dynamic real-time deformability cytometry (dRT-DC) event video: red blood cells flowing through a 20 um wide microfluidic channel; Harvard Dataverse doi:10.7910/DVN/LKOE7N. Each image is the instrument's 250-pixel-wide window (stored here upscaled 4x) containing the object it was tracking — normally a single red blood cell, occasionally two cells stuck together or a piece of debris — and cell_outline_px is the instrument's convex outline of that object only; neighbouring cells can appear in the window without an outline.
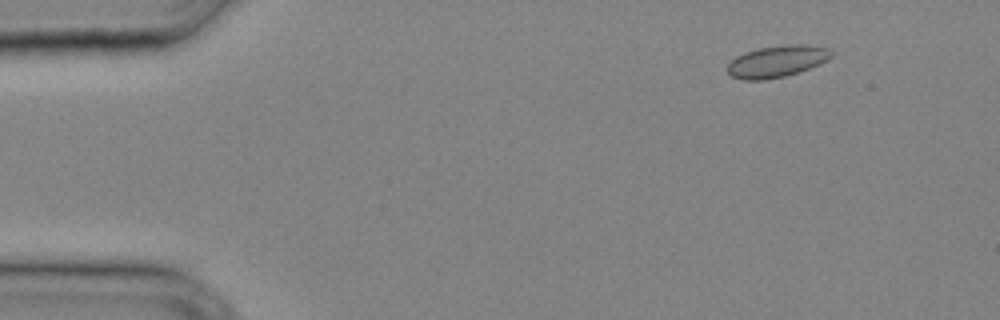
{"species": "common noctule bat (a hibernating species)", "species_latin": "Nyctalus noctula", "temperature_condition": "cold", "stored_images_in_passage": 28, "camera_frame_rate_fps": 3000, "um_per_image_px": 0.085, "animal": {"sex": "male", "body_mass_g": 20.4}, "frame": {"image": 1, "passage_image": 1, "time_ms": 0.0, "image_size_px": [1000, 320], "cell_outline_px": [[832, 56], [828, 60], [820, 64], [784, 76], [764, 80], [744, 80], [732, 76], [728, 72], [728, 64], [736, 56], [744, 52], [760, 48], [784, 44], [808, 44], [828, 48], [832, 52]], "centroid_in_image_um": [66.05, 5.2], "position_along_channel_um": 18.9, "area_um2": 19.13}}
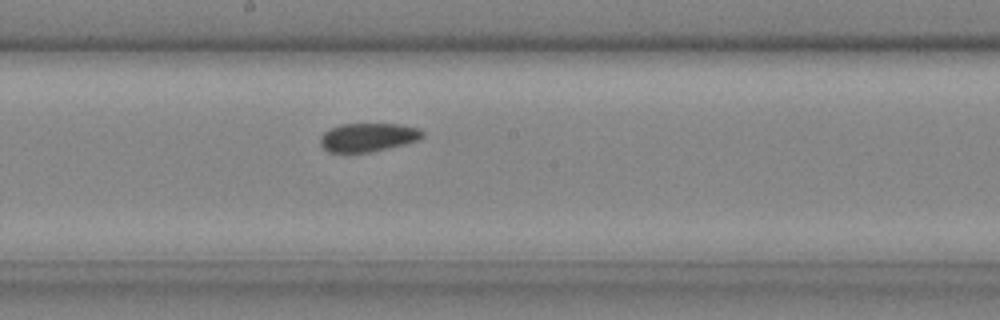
{"frame": {"image": 2, "passage_image": 16, "time_ms": 5.0, "image_size_px": [1000, 320], "cell_outline_px": [[424, 136], [416, 140], [404, 144], [388, 148], [368, 152], [328, 152], [320, 144], [320, 136], [324, 132], [340, 124], [400, 124], [416, 128], [424, 132]], "centroid_in_image_um": [31.25, 11.67], "position_along_channel_um": 216.9, "area_um2": 16.82}}
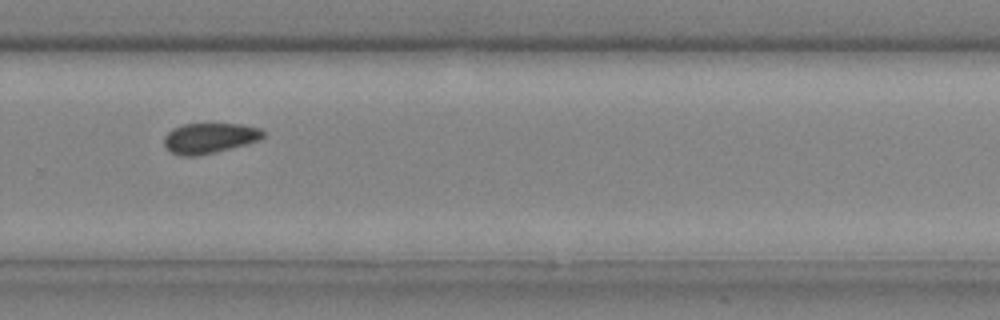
{"frame": {"image": 3, "passage_image": 21, "time_ms": 6.667, "image_size_px": [1000, 320], "cell_outline_px": [[264, 136], [260, 140], [216, 152], [196, 156], [180, 156], [172, 152], [164, 144], [164, 136], [172, 128], [184, 124], [240, 124], [260, 128], [264, 132]], "centroid_in_image_um": [17.8, 11.74], "position_along_channel_um": 312.0, "area_um2": 17.46}}